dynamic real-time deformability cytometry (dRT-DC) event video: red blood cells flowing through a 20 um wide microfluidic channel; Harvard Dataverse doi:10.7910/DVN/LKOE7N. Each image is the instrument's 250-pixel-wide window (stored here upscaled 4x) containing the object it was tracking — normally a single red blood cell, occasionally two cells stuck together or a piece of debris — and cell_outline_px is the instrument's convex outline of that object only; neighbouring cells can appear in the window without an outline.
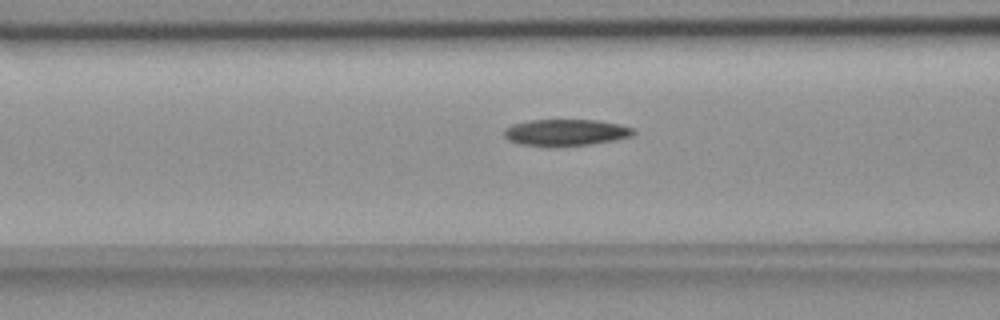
{"species": "common noctule bat (a hibernating species)", "species_latin": "Nyctalus noctula", "temperature_condition": "room temperature", "stored_images_in_passage": 39, "camera_frame_rate_fps": 3000, "um_per_image_px": 0.085, "animal": {"sex": "female", "body_mass_g": 18.4}, "frame": {"image": 1, "passage_image": 6, "time_ms": 1.667, "image_size_px": [1000, 320], "cell_outline_px": [[636, 132], [632, 136], [592, 144], [520, 144], [508, 140], [504, 136], [504, 128], [512, 124], [528, 120], [596, 120], [620, 124], [636, 128]], "centroid_in_image_um": [48.12, 11.22], "position_along_channel_um": 118.5, "area_um2": 19.48}}
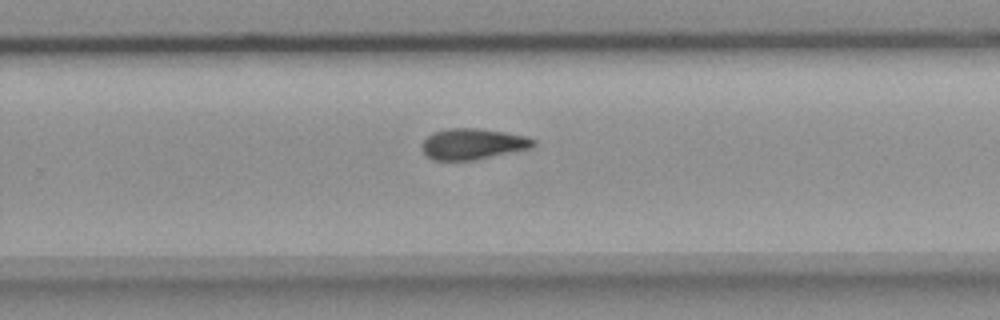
{"frame": {"image": 2, "passage_image": 20, "time_ms": 6.333, "image_size_px": [1000, 320], "cell_outline_px": [[536, 144], [532, 148], [476, 160], [432, 160], [424, 152], [420, 144], [432, 132], [448, 128], [476, 128], [504, 132], [528, 136], [536, 140]], "centroid_in_image_um": [40.21, 12.24], "position_along_channel_um": 289.6, "area_um2": 20.29}}
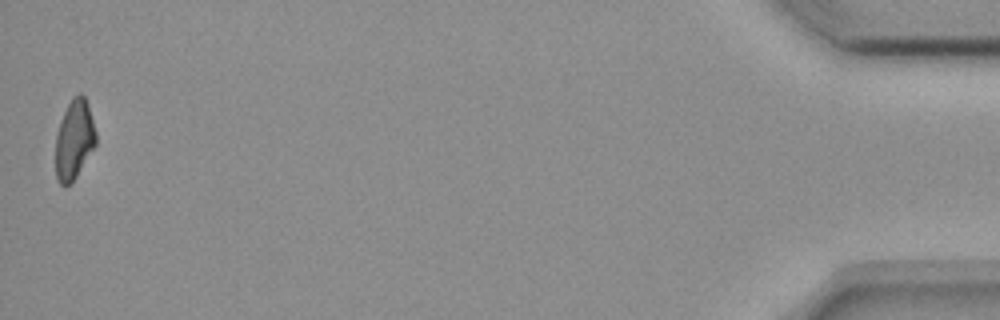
{"frame": {"image": 3, "passage_image": 39, "time_ms": 12.667, "image_size_px": [1000, 320], "cell_outline_px": [[96, 144], [76, 176], [64, 188], [56, 180], [56, 132], [60, 120], [72, 96], [80, 92], [84, 96], [88, 104], [96, 132]], "centroid_in_image_um": [6.3, 11.84], "position_along_channel_um": 428.9, "area_um2": 18.67}, "authors_computed_cell_mechanics": {"area_um2": 19.8832, "velocity_mm_per_s": 3.6791, "shape_relaxation_time_tau1_ms": 9.5444, "shape_relaxation_time_tau2_ms": null, "deformation_change_tau1": 0.2135, "deformation_change_tau2": null}}